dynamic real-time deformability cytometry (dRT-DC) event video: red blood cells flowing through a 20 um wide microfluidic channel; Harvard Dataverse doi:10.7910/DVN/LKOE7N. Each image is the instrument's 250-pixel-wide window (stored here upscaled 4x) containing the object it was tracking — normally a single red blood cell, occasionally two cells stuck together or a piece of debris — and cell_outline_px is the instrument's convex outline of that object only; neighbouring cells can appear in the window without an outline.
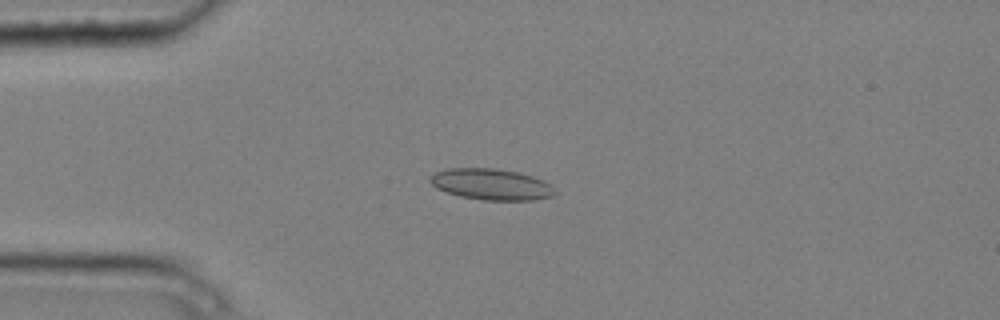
{"species": "common noctule bat (a hibernating species)", "species_latin": "Nyctalus noctula", "temperature_condition": "cold", "stored_images_in_passage": 8, "camera_frame_rate_fps": 3000, "um_per_image_px": 0.085, "animal": {"sex": "male", "body_mass_g": 20.4}, "frame": {"image": 1, "passage_image": 3, "time_ms": 0.667, "image_size_px": [1000, 320], "cell_outline_px": [[556, 196], [532, 200], [484, 200], [460, 196], [436, 188], [428, 180], [428, 176], [436, 172], [448, 168], [492, 168], [516, 172], [532, 176], [548, 184], [556, 192]], "centroid_in_image_um": [41.72, 15.67], "position_along_channel_um": 43.3, "area_um2": 22.48}}
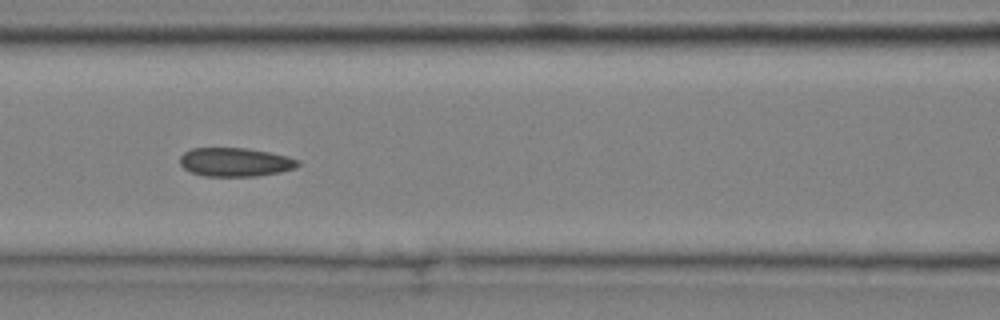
{"frame": {"image": 2, "passage_image": 6, "time_ms": 1.667, "image_size_px": [1000, 320], "cell_outline_px": [[300, 164], [296, 168], [280, 172], [256, 176], [204, 176], [192, 172], [184, 168], [180, 164], [180, 156], [184, 152], [192, 148], [248, 148], [288, 156], [300, 160]], "centroid_in_image_um": [20.01, 13.77], "position_along_channel_um": 146.6, "area_um2": 19.83}}
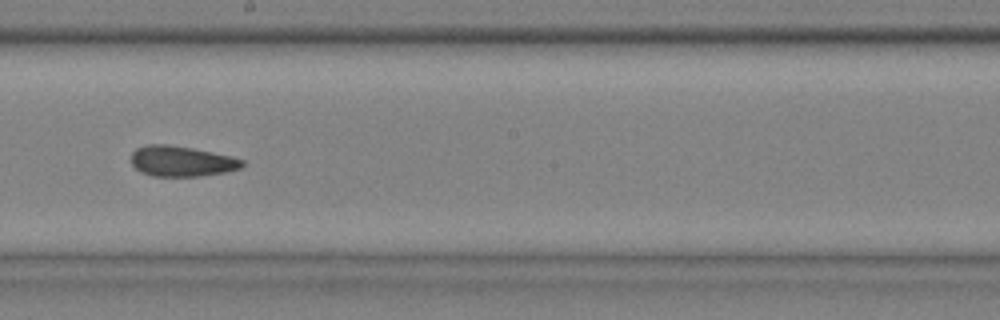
{"frame": {"image": 3, "passage_image": 8, "time_ms": 2.333, "image_size_px": [1000, 320], "cell_outline_px": [[244, 164], [240, 168], [224, 172], [196, 176], [152, 176], [140, 172], [132, 164], [132, 152], [136, 148], [148, 144], [168, 144], [192, 148], [232, 156], [244, 160]], "centroid_in_image_um": [15.41, 13.69], "position_along_channel_um": 232.8, "area_um2": 19.65}}